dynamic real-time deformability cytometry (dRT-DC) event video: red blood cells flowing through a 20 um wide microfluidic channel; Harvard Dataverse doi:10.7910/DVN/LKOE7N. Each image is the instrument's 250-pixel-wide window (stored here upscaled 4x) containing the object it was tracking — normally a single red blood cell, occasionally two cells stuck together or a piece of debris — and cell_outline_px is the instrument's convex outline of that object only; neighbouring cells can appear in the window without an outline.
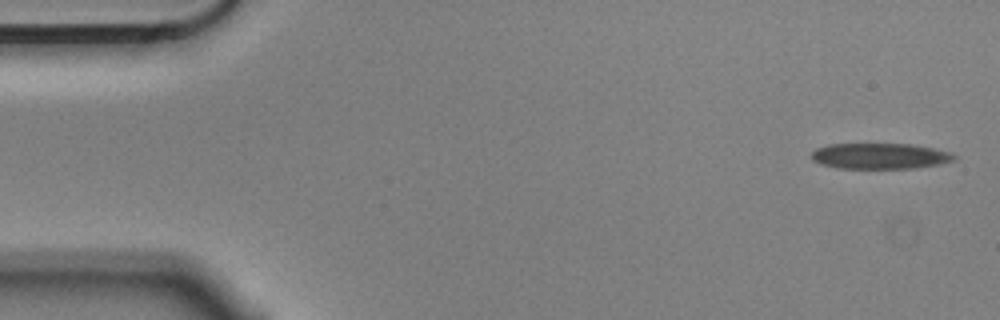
{"species": "Egyptian fruit bat (a non-hibernating species)", "species_latin": "Rousettus aegyptiacus", "temperature_condition": "cold", "stored_images_in_passage": 4, "camera_frame_rate_fps": 3000, "um_per_image_px": 0.085, "animal": {"sex": "male"}, "frame": {"image": 1, "passage_image": 1, "time_ms": 0.0, "image_size_px": [1000, 320], "cell_outline_px": [[956, 160], [940, 164], [916, 168], [836, 168], [820, 164], [812, 160], [812, 152], [816, 148], [828, 144], [912, 144], [952, 152], [956, 156]], "centroid_in_image_um": [74.81, 13.26], "position_along_channel_um": 10.2, "area_um2": 21.56}}